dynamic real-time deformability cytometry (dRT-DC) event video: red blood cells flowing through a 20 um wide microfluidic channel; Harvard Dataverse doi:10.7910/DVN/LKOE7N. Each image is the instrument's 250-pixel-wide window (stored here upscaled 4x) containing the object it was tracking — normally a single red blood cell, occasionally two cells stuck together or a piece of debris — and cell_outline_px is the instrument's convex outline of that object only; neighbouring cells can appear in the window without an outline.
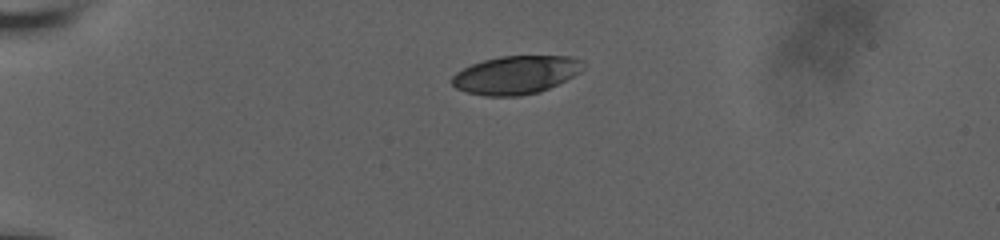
{"species": "human", "species_latin": "Homo sapiens", "temperature_condition": "room temperature", "stored_images_in_passage": 9, "camera_frame_rate_fps": 3000, "um_per_image_px": 0.085, "donor": {"sex": "male"}, "frame": {"image": 1, "passage_image": 1, "time_ms": 0.0, "image_size_px": [1000, 240], "cell_outline_px": [[584, 68], [580, 72], [540, 92], [520, 96], [484, 96], [468, 92], [456, 88], [448, 80], [456, 72], [472, 64], [484, 60], [500, 56], [576, 56], [580, 60]], "centroid_in_image_um": [43.82, 6.36], "position_along_channel_um": 41.2, "area_um2": 29.19}}
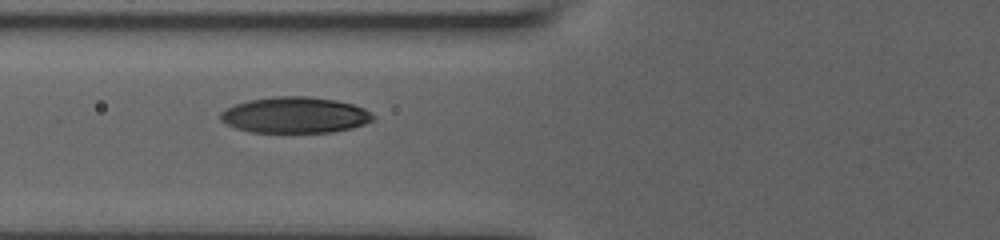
{"frame": {"image": 2, "passage_image": 6, "time_ms": 1.667, "image_size_px": [1000, 240], "cell_outline_px": [[376, 116], [372, 120], [364, 124], [352, 128], [332, 132], [252, 132], [236, 128], [220, 120], [220, 112], [236, 104], [248, 100], [272, 96], [308, 96], [336, 100], [352, 104], [364, 108]], "centroid_in_image_um": [25.09, 9.77], "position_along_channel_um": 100.7, "area_um2": 32.02}}
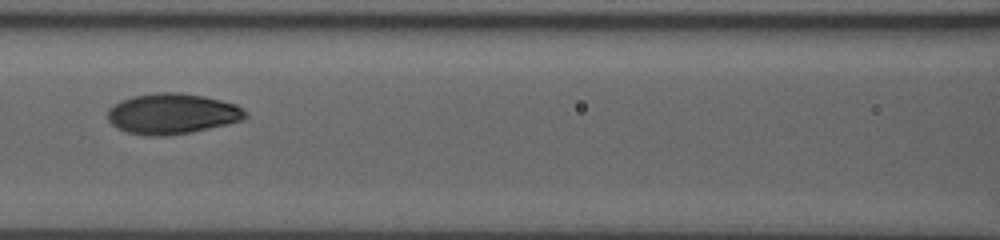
{"frame": {"image": 3, "passage_image": 8, "time_ms": 2.333, "image_size_px": [1000, 240], "cell_outline_px": [[248, 116], [240, 120], [192, 132], [164, 136], [148, 136], [128, 132], [116, 128], [108, 120], [108, 108], [120, 100], [132, 96], [156, 92], [180, 92], [204, 96], [236, 104], [248, 112]], "centroid_in_image_um": [14.6, 9.66], "position_along_channel_um": 152.0, "area_um2": 32.6}}